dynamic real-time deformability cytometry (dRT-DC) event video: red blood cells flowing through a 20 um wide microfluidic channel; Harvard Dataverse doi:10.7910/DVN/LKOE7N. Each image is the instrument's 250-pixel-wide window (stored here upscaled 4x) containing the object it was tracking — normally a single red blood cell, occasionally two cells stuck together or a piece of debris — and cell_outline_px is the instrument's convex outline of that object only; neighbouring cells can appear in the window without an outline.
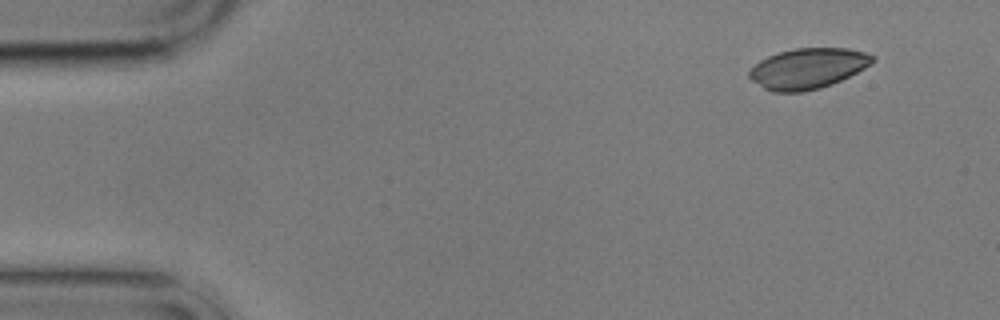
{"species": "common noctule bat (a hibernating species)", "species_latin": "Nyctalus noctula", "temperature_condition": "cold", "stored_images_in_passage": 4, "segment_of_instrument_passage": [2, 2], "camera_frame_rate_fps": 3000, "um_per_image_px": 0.085, "animal": {"sex": "male", "body_mass_g": 17.9}, "frame": {"image": 1, "passage_image": 4, "time_ms": 3.667, "image_size_px": [1000, 320], "cell_outline_px": [[876, 60], [872, 64], [832, 84], [820, 88], [800, 92], [772, 92], [764, 88], [752, 80], [748, 76], [748, 72], [760, 60], [768, 56], [780, 52], [796, 48], [848, 48], [864, 52], [876, 56]], "centroid_in_image_um": [68.68, 5.81], "position_along_channel_um": 16.3, "area_um2": 28.96}}